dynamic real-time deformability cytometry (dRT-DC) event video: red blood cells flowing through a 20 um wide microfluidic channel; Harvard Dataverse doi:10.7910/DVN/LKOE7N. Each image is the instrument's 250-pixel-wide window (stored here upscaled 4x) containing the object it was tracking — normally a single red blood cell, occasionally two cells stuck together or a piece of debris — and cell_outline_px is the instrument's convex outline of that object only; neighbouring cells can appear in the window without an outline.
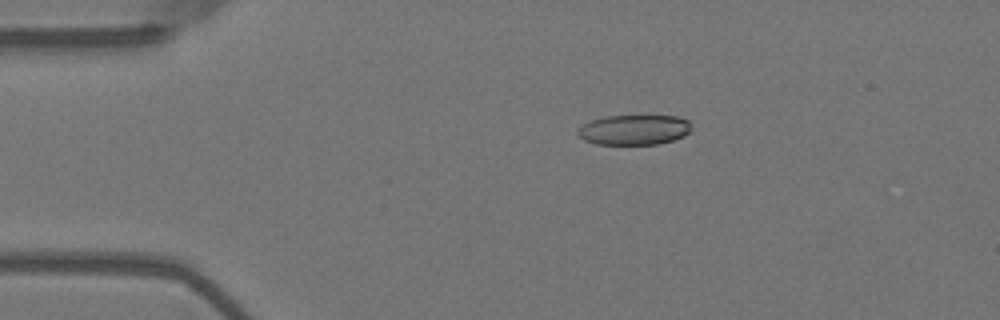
{"species": "Egyptian fruit bat (a non-hibernating species)", "species_latin": "Rousettus aegyptiacus", "temperature_condition": "warm", "stored_images_in_passage": 56, "camera_frame_rate_fps": 3000, "um_per_image_px": 0.085, "animal": {"sex": "female"}, "frame": {"image": 1, "passage_image": 11, "time_ms": 3.333, "image_size_px": [1000, 320], "cell_outline_px": [[692, 128], [684, 136], [660, 144], [596, 144], [584, 140], [576, 132], [584, 124], [592, 120], [604, 116], [680, 116], [688, 120], [692, 124]], "centroid_in_image_um": [53.94, 11.03], "position_along_channel_um": 31.1, "area_um2": 19.94}}
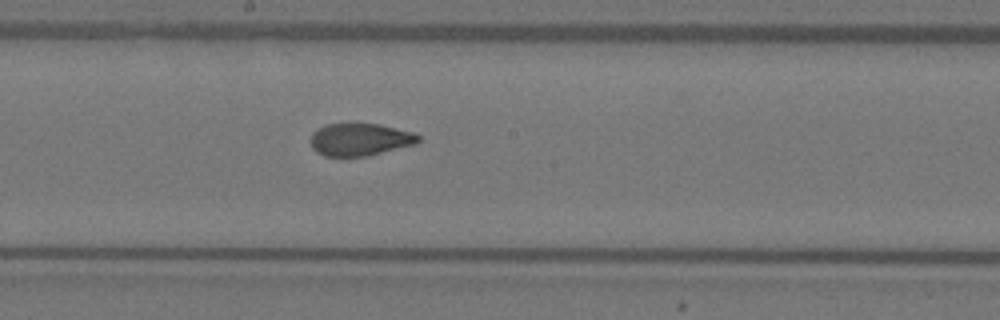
{"frame": {"image": 2, "passage_image": 30, "time_ms": 9.667, "image_size_px": [1000, 320], "cell_outline_px": [[420, 140], [416, 144], [368, 156], [324, 156], [316, 152], [312, 148], [312, 132], [324, 124], [380, 124], [416, 132], [420, 136]], "centroid_in_image_um": [30.64, 11.85], "position_along_channel_um": 217.6, "area_um2": 20.52}}
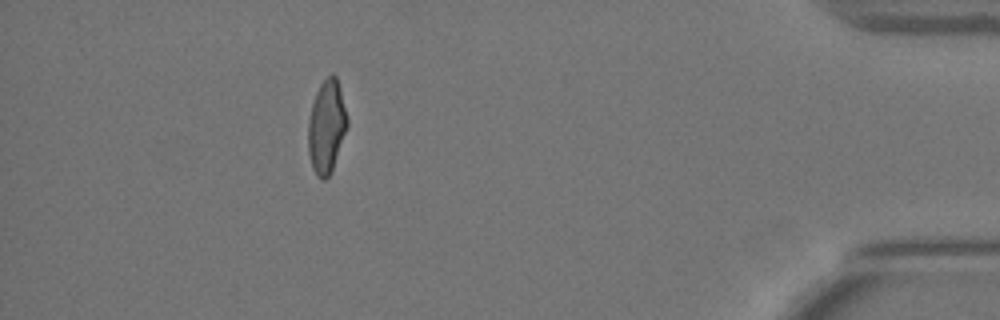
{"frame": {"image": 3, "passage_image": 50, "time_ms": 16.333, "image_size_px": [1000, 320], "cell_outline_px": [[348, 124], [332, 172], [324, 180], [320, 180], [316, 176], [312, 168], [308, 152], [308, 120], [312, 104], [316, 92], [320, 84], [332, 72], [336, 76], [340, 88], [348, 120]], "centroid_in_image_um": [27.75, 10.79], "position_along_channel_um": 407.5, "area_um2": 21.33}, "authors_computed_cell_mechanics": {"area_um2": 21.2126, "velocity_mm_per_s": 3.6813, "shape_relaxation_time_tau1_ms": 5.3161, "shape_relaxation_time_tau2_ms": 1.1916, "deformation_change_tau1": 0.1782, "deformation_change_tau2": 0.0737}}